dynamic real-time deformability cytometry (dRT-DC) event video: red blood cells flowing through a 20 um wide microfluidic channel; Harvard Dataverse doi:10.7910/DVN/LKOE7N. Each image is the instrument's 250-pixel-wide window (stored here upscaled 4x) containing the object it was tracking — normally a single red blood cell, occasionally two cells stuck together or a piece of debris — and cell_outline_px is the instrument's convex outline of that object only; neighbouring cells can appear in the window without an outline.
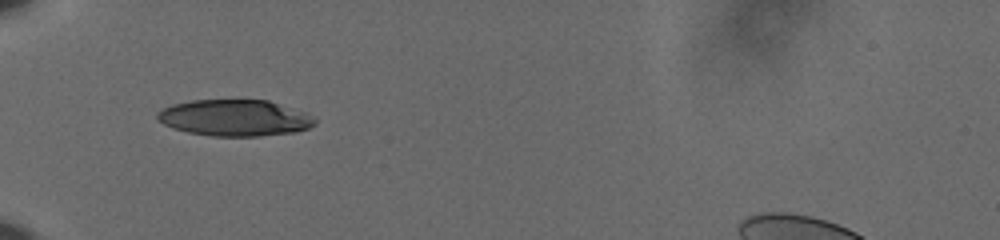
{"species": "human", "species_latin": "Homo sapiens", "temperature_condition": "cold", "stored_images_in_passage": 38, "camera_frame_rate_fps": 3000, "um_per_image_px": 0.085, "donor": {"sex": "male"}, "frame": {"image": 1, "passage_image": 1, "time_ms": 0.0, "image_size_px": [1000, 240], "cell_outline_px": [[316, 124], [308, 128], [296, 132], [260, 136], [212, 136], [188, 132], [172, 128], [156, 120], [156, 112], [172, 104], [192, 100], [268, 100], [308, 112], [316, 120]], "centroid_in_image_um": [19.97, 10.02], "position_along_channel_um": 65.0, "area_um2": 33.7}}
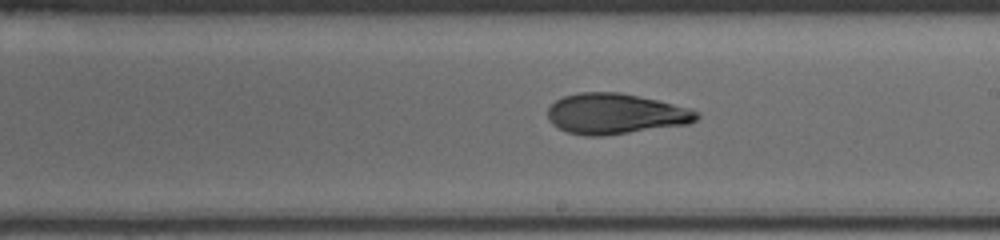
{"frame": {"image": 2, "passage_image": 16, "time_ms": 5.0, "image_size_px": [1000, 240], "cell_outline_px": [[700, 116], [696, 120], [688, 124], [600, 136], [584, 136], [568, 132], [552, 124], [548, 120], [548, 108], [556, 100], [564, 96], [580, 92], [620, 92], [656, 100], [688, 108], [700, 112]], "centroid_in_image_um": [52.29, 9.67], "position_along_channel_um": 236.7, "area_um2": 34.97}}
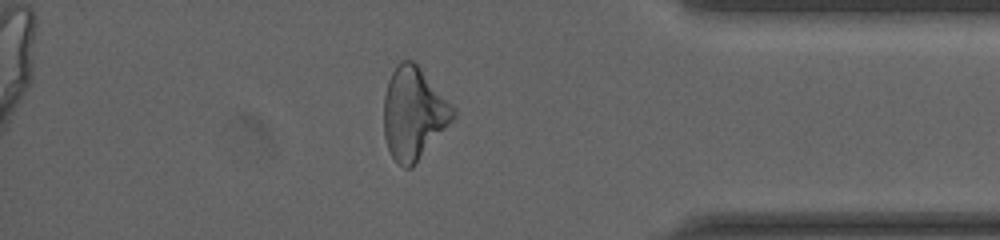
{"frame": {"image": 3, "passage_image": 31, "time_ms": 10.0, "image_size_px": [1000, 240], "cell_outline_px": [[456, 116], [412, 168], [404, 168], [392, 156], [388, 148], [384, 136], [384, 96], [388, 80], [396, 64], [400, 60], [412, 60], [420, 68], [456, 108]], "centroid_in_image_um": [35.16, 9.63], "position_along_channel_um": 400.0, "area_um2": 37.11}, "authors_computed_cell_mechanics": {"area_um2": 35.3158, "velocity_mm_per_s": 3.6285, "shape_relaxation_time_tau1_ms": 6.743, "shape_relaxation_time_tau2_ms": 3.1312, "deformation_change_tau1": 0.1621, "deformation_change_tau2": 0.0955}}